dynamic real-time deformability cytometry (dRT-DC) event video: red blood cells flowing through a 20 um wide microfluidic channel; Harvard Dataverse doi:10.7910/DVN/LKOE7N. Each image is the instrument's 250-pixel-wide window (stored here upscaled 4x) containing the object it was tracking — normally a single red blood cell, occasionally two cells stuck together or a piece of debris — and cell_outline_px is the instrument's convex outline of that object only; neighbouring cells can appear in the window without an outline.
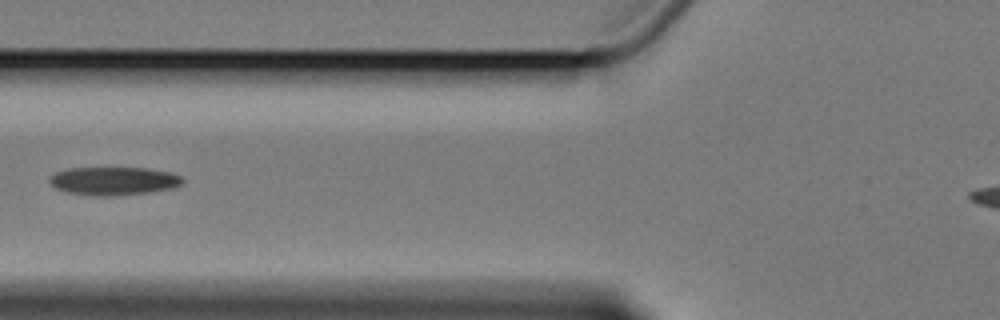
{"species": "Egyptian fruit bat (a non-hibernating species)", "species_latin": "Rousettus aegyptiacus", "temperature_condition": "cold", "stored_images_in_passage": 2, "camera_frame_rate_fps": 3000, "um_per_image_px": 0.085, "animal": {"sex": "female"}, "frame": {"image": 1, "passage_image": 2, "time_ms": 1.333, "image_size_px": [1000, 320], "cell_outline_px": [[184, 180], [180, 184], [172, 188], [148, 192], [112, 196], [96, 196], [68, 192], [56, 188], [48, 180], [56, 172], [68, 168], [148, 168], [168, 172], [180, 176]], "centroid_in_image_um": [9.65, 15.38], "position_along_channel_um": 116.2, "area_um2": 21.62}}